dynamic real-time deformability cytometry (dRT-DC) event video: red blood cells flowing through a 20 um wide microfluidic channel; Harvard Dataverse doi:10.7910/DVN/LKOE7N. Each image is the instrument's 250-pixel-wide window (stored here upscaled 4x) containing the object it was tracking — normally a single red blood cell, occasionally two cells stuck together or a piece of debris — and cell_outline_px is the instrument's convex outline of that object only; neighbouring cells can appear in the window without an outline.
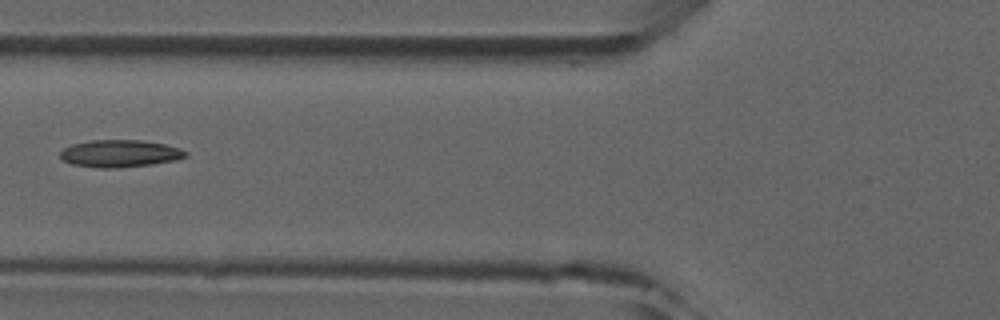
{"species": "common noctule bat (a hibernating species)", "species_latin": "Nyctalus noctula", "temperature_condition": "room temperature", "stored_images_in_passage": 2, "camera_frame_rate_fps": 3000, "um_per_image_px": 0.085, "animal": {"sex": "male", "forearm_length_mm": 52.5}, "frame": {"image": 1, "passage_image": 2, "time_ms": 1.0, "image_size_px": [1000, 320], "cell_outline_px": [[188, 156], [176, 160], [148, 164], [116, 168], [100, 168], [72, 164], [64, 160], [60, 156], [60, 152], [64, 148], [72, 144], [92, 140], [140, 140], [164, 144], [180, 148], [188, 152]], "centroid_in_image_um": [10.2, 13.04], "position_along_channel_um": 115.6, "area_um2": 19.77}}